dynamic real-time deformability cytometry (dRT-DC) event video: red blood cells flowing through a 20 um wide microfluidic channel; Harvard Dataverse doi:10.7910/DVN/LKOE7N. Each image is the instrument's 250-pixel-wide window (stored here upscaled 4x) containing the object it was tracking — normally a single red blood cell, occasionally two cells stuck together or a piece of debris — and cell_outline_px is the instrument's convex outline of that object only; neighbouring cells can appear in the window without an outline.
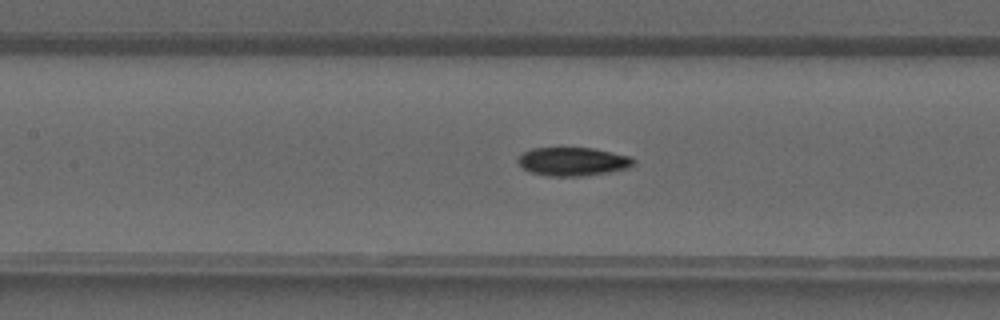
{"species": "common noctule bat (a hibernating species)", "species_latin": "Nyctalus noctula", "temperature_condition": "warm", "stored_images_in_passage": 42, "segment_of_instrument_passage": [1, 2], "camera_frame_rate_fps": 3000, "um_per_image_px": 0.085, "animal": {"sex": "male", "forearm_length_mm": 52.5}, "frame": {"image": 1, "passage_image": 19, "time_ms": 6.0, "image_size_px": [1000, 320], "cell_outline_px": [[636, 160], [628, 168], [608, 172], [584, 176], [548, 176], [532, 172], [524, 168], [516, 160], [524, 152], [532, 148], [592, 148], [632, 156]], "centroid_in_image_um": [48.72, 13.73], "position_along_channel_um": 158.7, "area_um2": 19.07}}
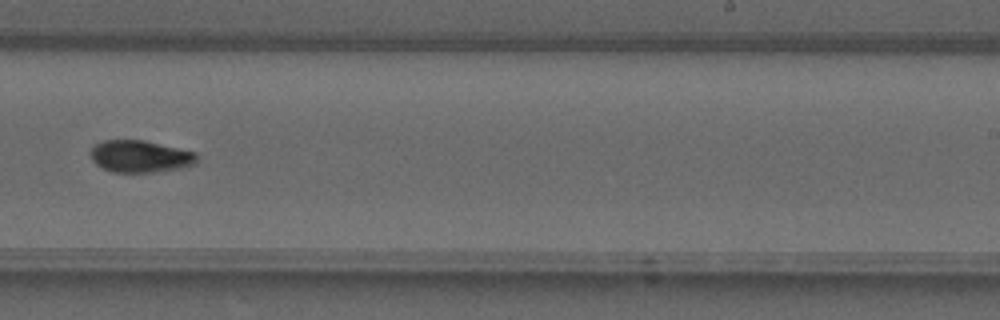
{"frame": {"image": 2, "passage_image": 26, "time_ms": 8.333, "image_size_px": [1000, 320], "cell_outline_px": [[196, 164], [180, 168], [152, 172], [112, 172], [96, 164], [92, 160], [92, 148], [96, 144], [104, 140], [144, 140], [196, 152]], "centroid_in_image_um": [11.93, 13.29], "position_along_channel_um": 277.1, "area_um2": 19.65}}
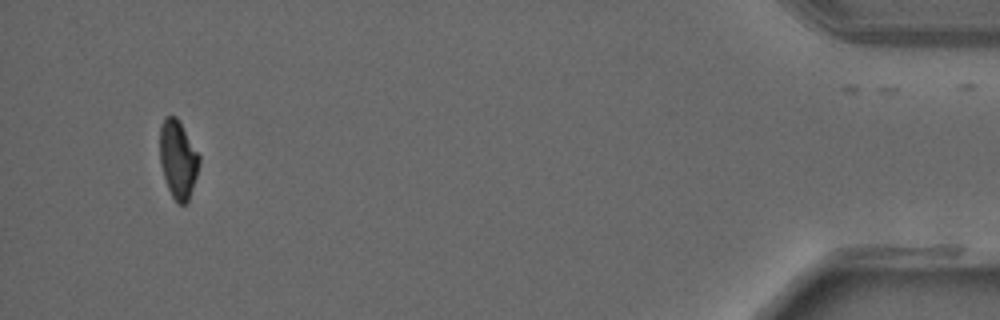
{"frame": {"image": 3, "passage_image": 39, "time_ms": 12.667, "image_size_px": [1000, 320], "cell_outline_px": [[200, 164], [188, 200], [184, 204], [180, 204], [172, 196], [168, 188], [160, 164], [160, 124], [164, 116], [176, 116], [180, 120], [200, 156]], "centroid_in_image_um": [15.13, 13.48], "position_along_channel_um": 420.1, "area_um2": 17.92}}